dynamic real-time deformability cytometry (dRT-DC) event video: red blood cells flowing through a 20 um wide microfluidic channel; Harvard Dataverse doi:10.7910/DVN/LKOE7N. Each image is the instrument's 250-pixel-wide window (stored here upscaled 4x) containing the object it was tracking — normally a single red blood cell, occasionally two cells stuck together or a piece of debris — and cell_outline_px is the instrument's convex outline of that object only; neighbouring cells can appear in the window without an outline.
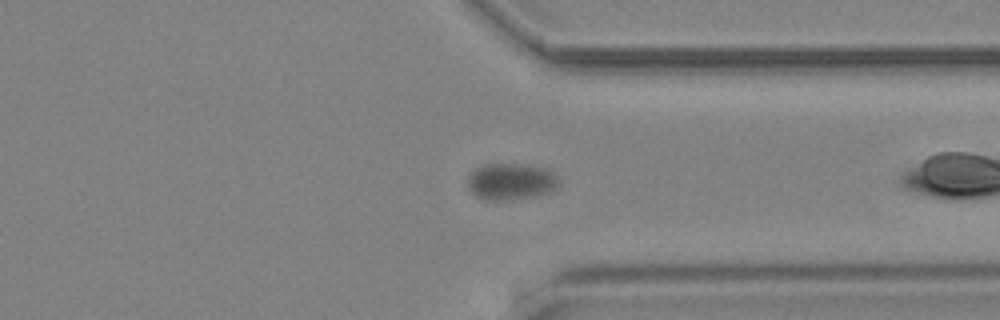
{"species": "common noctule bat (a hibernating species)", "species_latin": "Nyctalus noctula", "temperature_condition": "cold", "stored_images_in_passage": 44, "camera_frame_rate_fps": 3000, "um_per_image_px": 0.085, "animal": {"sex": "male", "body_mass_g": 19.2, "forearm_length_mm": 51.8}, "frame": {"image": 1, "passage_image": 38, "time_ms": 12.333, "image_size_px": [1000, 320], "cell_outline_px": [[560, 184], [556, 188], [548, 192], [536, 196], [504, 200], [484, 200], [476, 196], [468, 188], [468, 176], [476, 168], [484, 164], [520, 164], [548, 168], [556, 176]], "centroid_in_image_um": [43.42, 15.43], "position_along_channel_um": 368.0, "area_um2": 19.48}}